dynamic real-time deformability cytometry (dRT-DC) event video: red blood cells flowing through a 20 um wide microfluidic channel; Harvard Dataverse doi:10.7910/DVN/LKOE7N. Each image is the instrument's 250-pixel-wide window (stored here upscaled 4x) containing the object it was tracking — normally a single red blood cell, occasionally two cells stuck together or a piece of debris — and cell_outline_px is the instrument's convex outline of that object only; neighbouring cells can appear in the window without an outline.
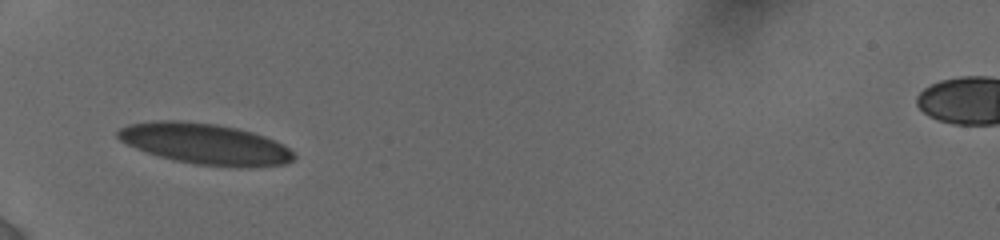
{"species": "human", "species_latin": "Homo sapiens", "temperature_condition": "cold", "stored_images_in_passage": 13, "camera_frame_rate_fps": 3000, "um_per_image_px": 0.085, "donor": {"sex": "female"}, "frame": {"image": 1, "passage_image": 1, "time_ms": 0.0, "image_size_px": [1000, 240], "cell_outline_px": [[296, 156], [292, 160], [284, 164], [248, 168], [236, 168], [196, 164], [176, 160], [160, 156], [136, 148], [120, 140], [116, 136], [116, 132], [120, 128], [128, 124], [152, 120], [180, 120], [216, 124], [236, 128], [252, 132], [264, 136], [284, 144]], "centroid_in_image_um": [17.44, 12.23], "position_along_channel_um": 67.6, "area_um2": 42.02}}
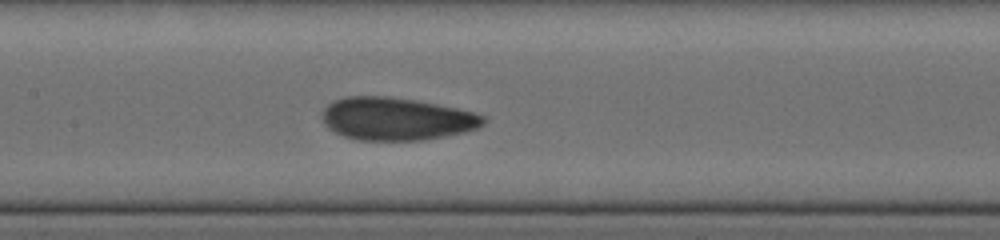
{"frame": {"image": 2, "passage_image": 6, "time_ms": 3.0, "image_size_px": [1000, 240], "cell_outline_px": [[488, 120], [484, 124], [476, 128], [464, 132], [424, 140], [356, 140], [344, 136], [328, 128], [324, 124], [320, 116], [324, 108], [328, 104], [344, 96], [388, 96], [436, 104], [456, 108], [472, 112], [484, 116]], "centroid_in_image_um": [33.66, 10.1], "position_along_channel_um": 173.7, "area_um2": 40.11}}
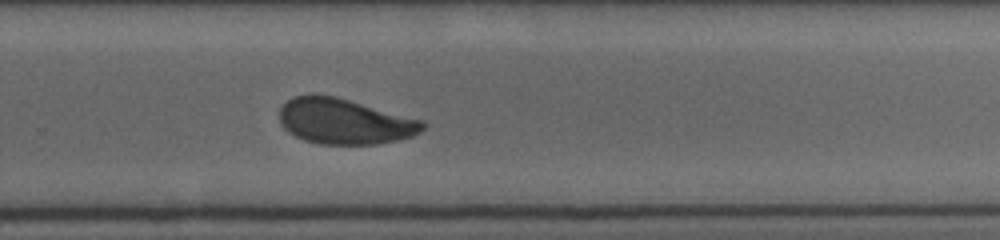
{"frame": {"image": 3, "passage_image": 13, "time_ms": 6.333, "image_size_px": [1000, 240], "cell_outline_px": [[428, 124], [420, 132], [412, 136], [400, 140], [380, 144], [320, 144], [304, 140], [288, 132], [280, 124], [280, 108], [288, 100], [296, 96], [312, 92], [336, 96], [424, 120]], "centroid_in_image_um": [29.3, 10.3], "position_along_channel_um": 300.5, "area_um2": 38.55}}